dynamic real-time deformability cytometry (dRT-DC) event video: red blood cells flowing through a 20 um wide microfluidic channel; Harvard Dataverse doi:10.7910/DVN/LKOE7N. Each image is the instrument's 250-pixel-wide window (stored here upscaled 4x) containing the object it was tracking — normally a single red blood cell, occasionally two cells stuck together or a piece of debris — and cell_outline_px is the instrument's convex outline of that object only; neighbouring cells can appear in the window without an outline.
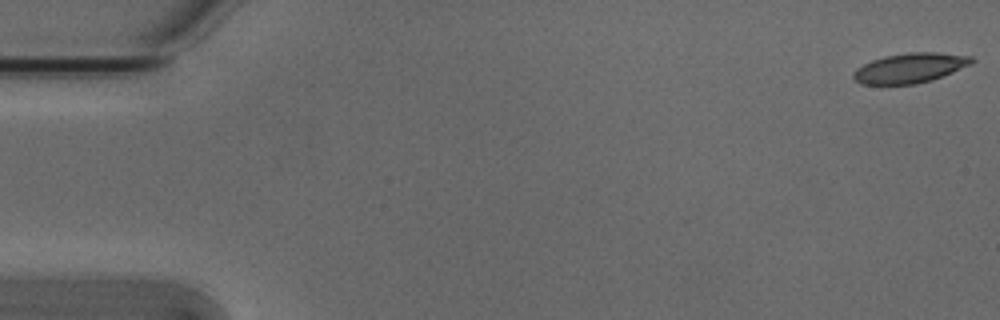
{"species": "Egyptian fruit bat (a non-hibernating species)", "species_latin": "Rousettus aegyptiacus", "temperature_condition": "cold", "stored_images_in_passage": 17, "camera_frame_rate_fps": 3000, "um_per_image_px": 0.085, "animal": {"sex": "male"}, "frame": {"image": 1, "passage_image": 1, "time_ms": 0.0, "image_size_px": [1000, 320], "cell_outline_px": [[976, 60], [972, 64], [932, 80], [916, 84], [860, 84], [852, 76], [852, 72], [856, 68], [872, 60], [884, 56], [908, 52], [936, 52], [972, 56]], "centroid_in_image_um": [77.36, 5.77], "position_along_channel_um": 7.6, "area_um2": 20.63}}
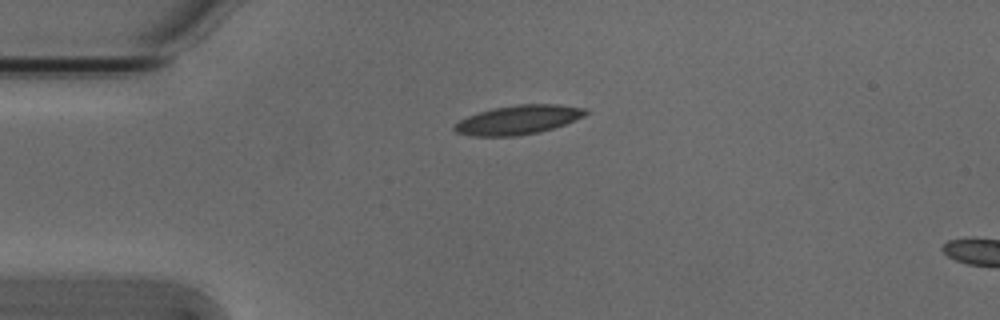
{"frame": {"image": 2, "passage_image": 13, "time_ms": 4.0, "image_size_px": [1000, 320], "cell_outline_px": [[588, 112], [584, 116], [564, 124], [540, 132], [512, 136], [472, 136], [456, 132], [452, 128], [460, 120], [468, 116], [492, 108], [516, 104], [560, 104], [584, 108]], "centroid_in_image_um": [44.04, 10.18], "position_along_channel_um": 41.0, "area_um2": 22.08}}